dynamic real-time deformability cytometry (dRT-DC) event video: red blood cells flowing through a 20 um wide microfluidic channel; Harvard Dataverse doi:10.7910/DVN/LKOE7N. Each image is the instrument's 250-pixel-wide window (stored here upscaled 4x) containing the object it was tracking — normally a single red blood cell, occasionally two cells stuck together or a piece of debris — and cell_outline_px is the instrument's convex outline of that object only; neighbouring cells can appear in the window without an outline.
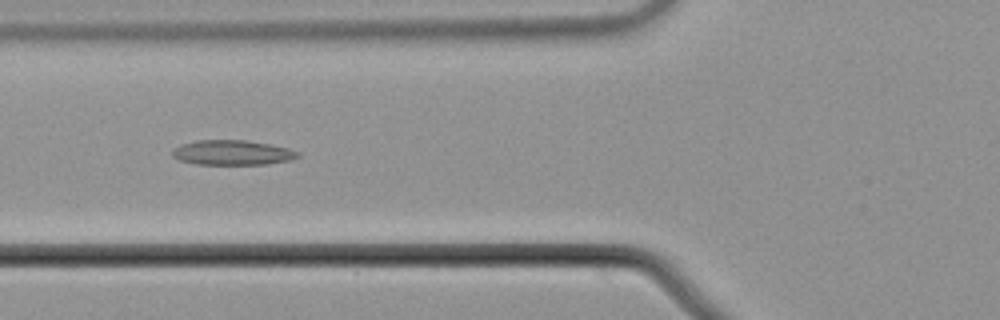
{"species": "common noctule bat (a hibernating species)", "species_latin": "Nyctalus noctula", "temperature_condition": "cold", "stored_images_in_passage": 56, "camera_frame_rate_fps": 3000, "um_per_image_px": 0.085, "animal": {"sex": "male", "body_mass_g": 21.5, "forearm_length_mm": 52.0}, "frame": {"image": 1, "passage_image": 22, "time_ms": 7.0, "image_size_px": [1000, 320], "cell_outline_px": [[300, 156], [292, 160], [268, 164], [196, 164], [180, 160], [172, 156], [172, 152], [180, 144], [196, 140], [248, 140], [288, 148], [300, 152]], "centroid_in_image_um": [19.78, 12.97], "position_along_channel_um": 106.0, "area_um2": 18.21}}
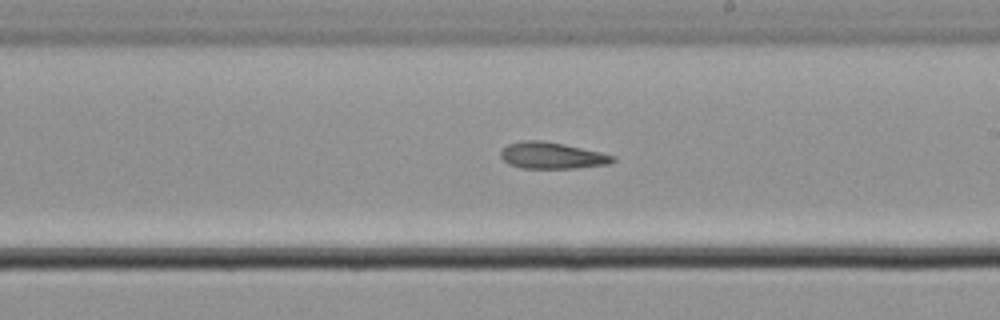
{"frame": {"image": 2, "passage_image": 33, "time_ms": 10.667, "image_size_px": [1000, 320], "cell_outline_px": [[616, 160], [608, 164], [576, 168], [520, 168], [508, 164], [500, 156], [500, 152], [508, 144], [524, 140], [540, 140], [564, 144], [600, 152], [616, 156]], "centroid_in_image_um": [46.91, 13.22], "position_along_channel_um": 242.1, "area_um2": 17.28}}
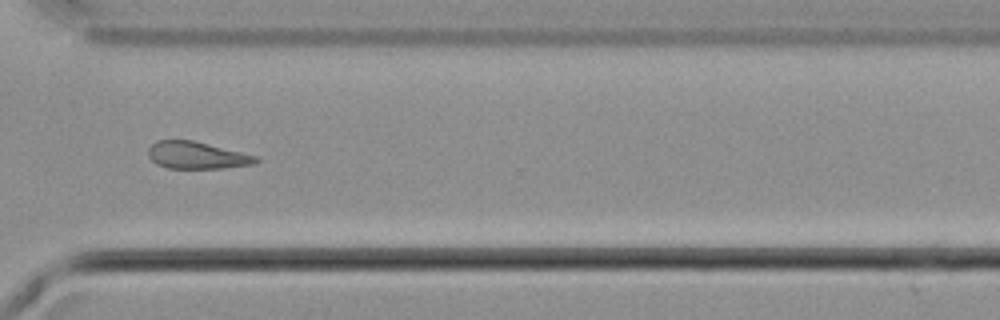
{"frame": {"image": 3, "passage_image": 42, "time_ms": 13.667, "image_size_px": [1000, 320], "cell_outline_px": [[260, 160], [252, 164], [224, 168], [168, 168], [156, 164], [148, 156], [148, 148], [156, 140], [192, 140], [260, 156]], "centroid_in_image_um": [16.74, 13.19], "position_along_channel_um": 353.9, "area_um2": 17.11}, "authors_computed_cell_mechanics": {"area_um2": 18.1492, "velocity_mm_per_s": 3.7151, "shape_relaxation_time_tau1_ms": 8.3543, "shape_relaxation_time_tau2_ms": 4.3375, "deformation_change_tau1": 0.1177, "deformation_change_tau2": 0.122}}